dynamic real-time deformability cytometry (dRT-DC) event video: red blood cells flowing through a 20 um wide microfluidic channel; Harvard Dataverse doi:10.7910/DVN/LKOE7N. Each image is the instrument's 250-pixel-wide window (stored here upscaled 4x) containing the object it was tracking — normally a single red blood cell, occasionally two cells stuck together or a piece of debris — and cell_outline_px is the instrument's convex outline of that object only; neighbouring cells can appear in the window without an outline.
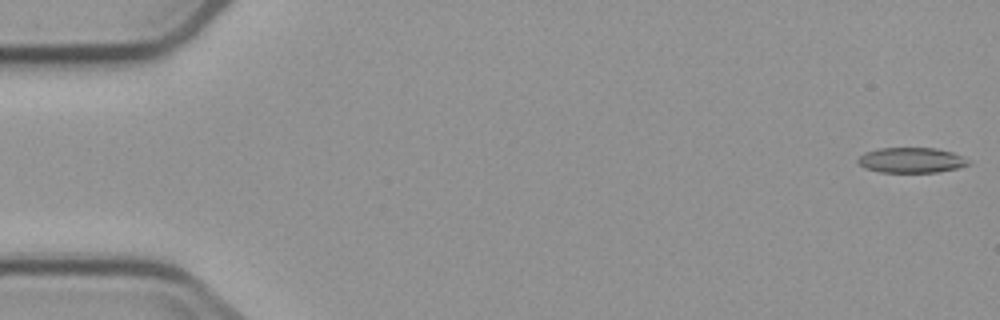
{"species": "common noctule bat (a hibernating species)", "species_latin": "Nyctalus noctula", "temperature_condition": "cold", "stored_images_in_passage": 4, "camera_frame_rate_fps": 3000, "um_per_image_px": 0.085, "animal": {"sex": "male", "body_mass_g": 23.1, "forearm_length_mm": 52.7}, "frame": {"image": 1, "passage_image": 1, "time_ms": 0.0, "image_size_px": [1000, 320], "cell_outline_px": [[972, 164], [956, 168], [936, 172], [880, 172], [864, 168], [856, 160], [864, 152], [880, 148], [936, 148], [952, 152], [972, 160]], "centroid_in_image_um": [77.49, 13.61], "position_along_channel_um": 7.5, "area_um2": 16.36}}
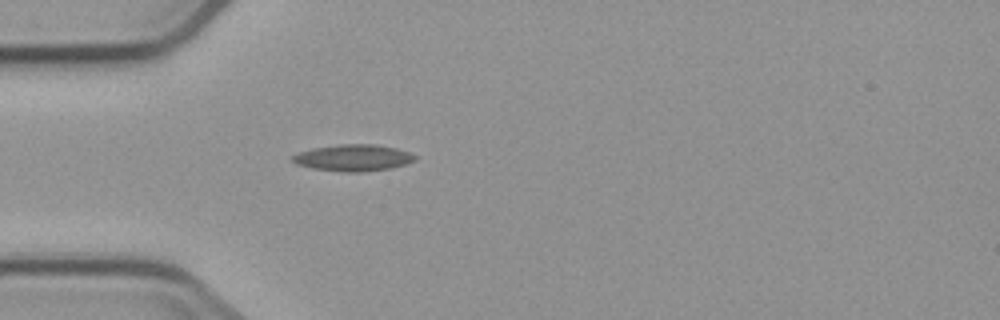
{"frame": {"image": 2, "passage_image": 4, "time_ms": 5.0, "image_size_px": [1000, 320], "cell_outline_px": [[416, 160], [392, 168], [360, 172], [340, 172], [312, 168], [296, 164], [292, 160], [292, 156], [300, 152], [312, 148], [340, 144], [376, 144], [396, 148], [408, 152], [416, 156]], "centroid_in_image_um": [30.02, 13.41], "position_along_channel_um": 55.0, "area_um2": 18.96}}